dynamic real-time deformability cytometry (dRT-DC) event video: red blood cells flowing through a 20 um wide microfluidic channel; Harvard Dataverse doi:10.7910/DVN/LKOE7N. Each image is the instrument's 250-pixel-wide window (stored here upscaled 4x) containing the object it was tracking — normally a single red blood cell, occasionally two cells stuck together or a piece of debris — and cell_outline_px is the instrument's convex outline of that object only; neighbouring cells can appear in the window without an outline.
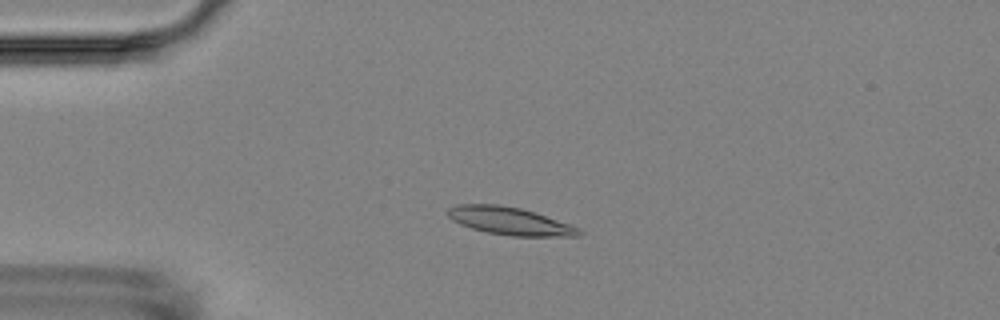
{"species": "Egyptian fruit bat (a non-hibernating species)", "species_latin": "Rousettus aegyptiacus", "temperature_condition": "room temperature", "stored_images_in_passage": 5, "camera_frame_rate_fps": 3000, "um_per_image_px": 0.085, "animal": {"sex": "female"}, "frame": {"image": 1, "passage_image": 3, "time_ms": 2.333, "image_size_px": [1000, 320], "cell_outline_px": [[584, 232], [580, 236], [512, 236], [488, 232], [472, 228], [460, 224], [452, 220], [444, 212], [448, 208], [456, 204], [500, 204], [520, 208], [536, 212], [580, 228]], "centroid_in_image_um": [43.32, 18.77], "position_along_channel_um": 41.7, "area_um2": 21.33}}